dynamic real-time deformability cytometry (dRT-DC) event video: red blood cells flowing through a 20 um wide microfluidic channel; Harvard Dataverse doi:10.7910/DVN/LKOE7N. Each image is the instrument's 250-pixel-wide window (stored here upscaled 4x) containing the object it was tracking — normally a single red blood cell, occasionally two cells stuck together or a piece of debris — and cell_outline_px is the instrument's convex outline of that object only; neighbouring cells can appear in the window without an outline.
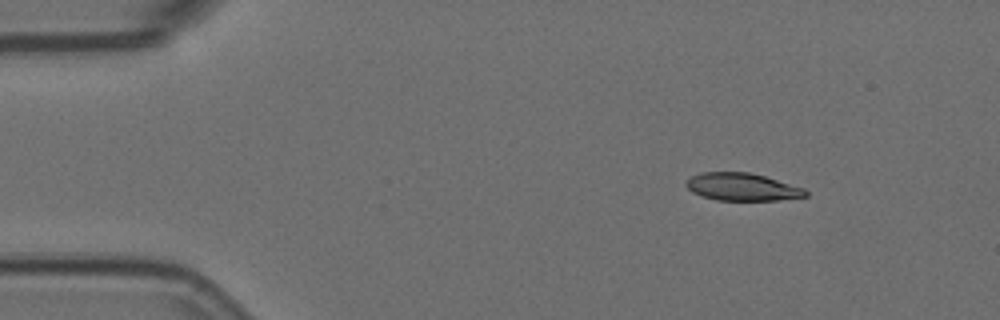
{"species": "Egyptian fruit bat (a non-hibernating species)", "species_latin": "Rousettus aegyptiacus", "temperature_condition": "room temperature", "stored_images_in_passage": 7, "camera_frame_rate_fps": 3000, "um_per_image_px": 0.085, "animal": {"sex": "female"}, "frame": {"image": 1, "passage_image": 1, "time_ms": 0.0, "image_size_px": [1000, 320], "cell_outline_px": [[808, 196], [780, 200], [716, 200], [692, 192], [684, 184], [692, 176], [700, 172], [748, 172], [764, 176], [804, 188], [808, 192]], "centroid_in_image_um": [63.09, 15.89], "position_along_channel_um": 21.9, "area_um2": 19.07}}
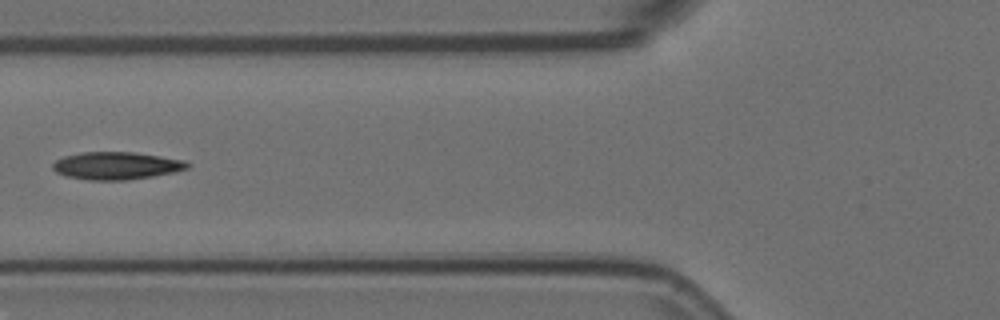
{"frame": {"image": 2, "passage_image": 5, "time_ms": 1.333, "image_size_px": [1000, 320], "cell_outline_px": [[192, 164], [188, 168], [172, 172], [152, 176], [128, 180], [88, 180], [68, 176], [56, 172], [52, 168], [52, 164], [56, 160], [64, 156], [80, 152], [132, 152], [160, 156], [184, 160]], "centroid_in_image_um": [9.88, 14.08], "position_along_channel_um": 115.9, "area_um2": 21.56}}
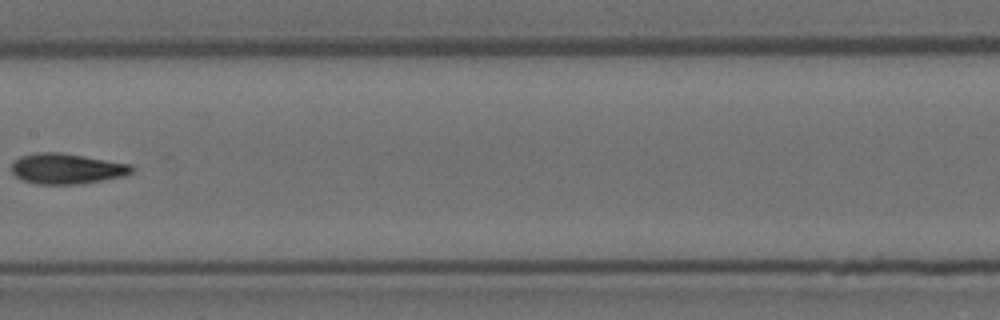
{"frame": {"image": 3, "passage_image": 7, "time_ms": 2.0, "image_size_px": [1000, 320], "cell_outline_px": [[136, 168], [132, 172], [124, 176], [80, 184], [36, 184], [24, 180], [16, 176], [12, 172], [12, 160], [20, 156], [36, 152], [60, 152], [132, 164]], "centroid_in_image_um": [5.68, 14.33], "position_along_channel_um": 201.7, "area_um2": 21.5}}